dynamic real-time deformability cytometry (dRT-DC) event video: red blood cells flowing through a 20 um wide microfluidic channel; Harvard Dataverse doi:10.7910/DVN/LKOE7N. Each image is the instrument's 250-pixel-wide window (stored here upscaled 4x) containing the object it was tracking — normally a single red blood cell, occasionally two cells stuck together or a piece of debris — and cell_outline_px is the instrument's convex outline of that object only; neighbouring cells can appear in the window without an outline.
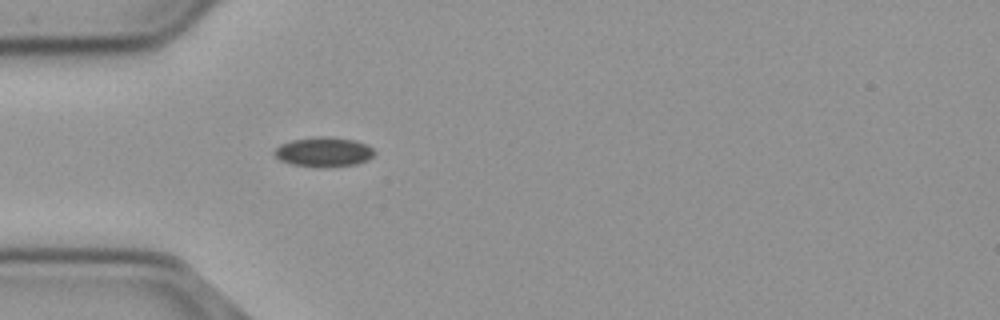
{"species": "common noctule bat (a hibernating species)", "species_latin": "Nyctalus noctula", "temperature_condition": "cold", "stored_images_in_passage": 13, "camera_frame_rate_fps": 3000, "um_per_image_px": 0.085, "animal": {"sex": "male", "body_mass_g": 23.1, "forearm_length_mm": 52.7}, "frame": {"image": 1, "passage_image": 6, "time_ms": 1.667, "image_size_px": [1000, 320], "cell_outline_px": [[376, 152], [368, 160], [356, 164], [324, 168], [320, 168], [292, 164], [280, 160], [272, 152], [280, 144], [292, 140], [320, 136], [324, 136], [356, 140], [372, 148]], "centroid_in_image_um": [27.51, 12.92], "position_along_channel_um": 57.5, "area_um2": 17.34}}